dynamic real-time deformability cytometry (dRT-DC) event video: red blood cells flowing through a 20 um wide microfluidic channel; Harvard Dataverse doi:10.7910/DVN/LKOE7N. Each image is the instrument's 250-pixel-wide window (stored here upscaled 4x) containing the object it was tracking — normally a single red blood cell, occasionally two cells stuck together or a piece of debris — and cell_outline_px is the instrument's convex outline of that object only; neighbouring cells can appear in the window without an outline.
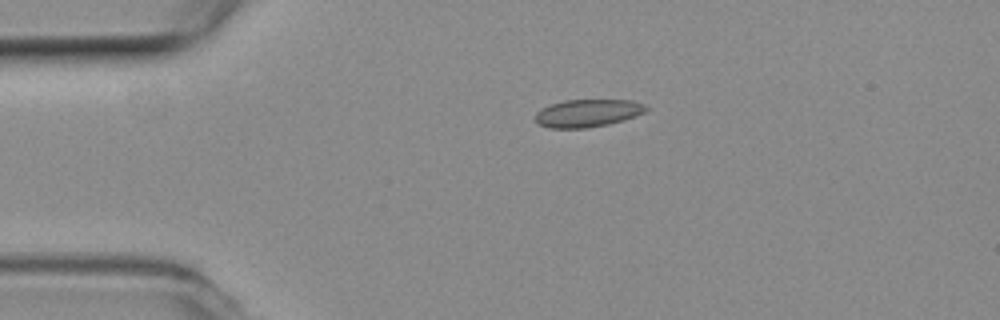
{"species": "common noctule bat (a hibernating species)", "species_latin": "Nyctalus noctula", "temperature_condition": "room temperature", "stored_images_in_passage": 2, "camera_frame_rate_fps": 3000, "um_per_image_px": 0.085, "animal": {"sex": "female", "body_mass_g": 19.3, "forearm_length_mm": 54.1}, "frame": {"image": 1, "passage_image": 1, "time_ms": 0.0, "image_size_px": [1000, 320], "cell_outline_px": [[648, 108], [644, 112], [636, 116], [624, 120], [608, 124], [588, 128], [548, 128], [536, 124], [536, 112], [540, 108], [548, 104], [564, 100], [632, 100], [644, 104]], "centroid_in_image_um": [49.91, 9.61], "position_along_channel_um": 35.1, "area_um2": 18.09}}